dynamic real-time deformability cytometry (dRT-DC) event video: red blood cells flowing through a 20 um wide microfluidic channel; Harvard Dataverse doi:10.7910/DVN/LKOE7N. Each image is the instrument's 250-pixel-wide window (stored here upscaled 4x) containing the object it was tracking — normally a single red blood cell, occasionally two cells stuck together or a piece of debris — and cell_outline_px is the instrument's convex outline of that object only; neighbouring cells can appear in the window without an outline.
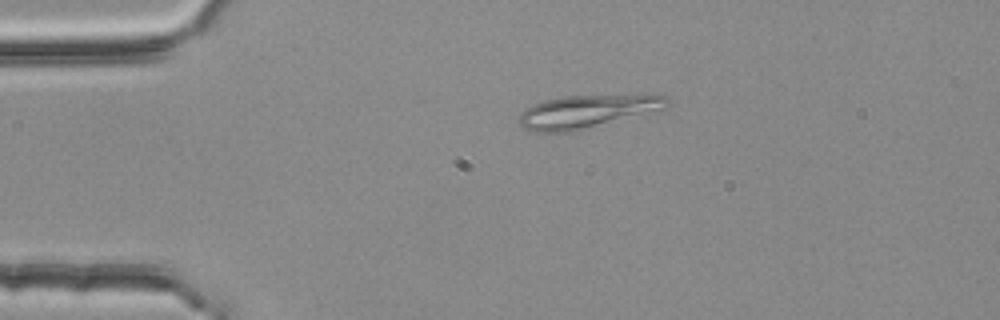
{"species": "common noctule bat (a hibernating species)", "species_latin": "Nyctalus noctula", "temperature_condition": "room temperature", "stored_images_in_passage": 46, "camera_frame_rate_fps": 3000, "um_per_image_px": 0.085, "animal": {"sex": "female", "body_mass_g": 25.1}, "frame": {"image": 1, "passage_image": 4, "time_ms": 1.0, "image_size_px": [1000, 320], "cell_outline_px": [[672, 104], [660, 112], [576, 132], [532, 132], [524, 128], [520, 124], [520, 112], [524, 108], [544, 100], [564, 96], [640, 92], [648, 92], [668, 96]], "centroid_in_image_um": [50.14, 9.44], "position_along_channel_um": 34.9, "area_um2": 30.75}}
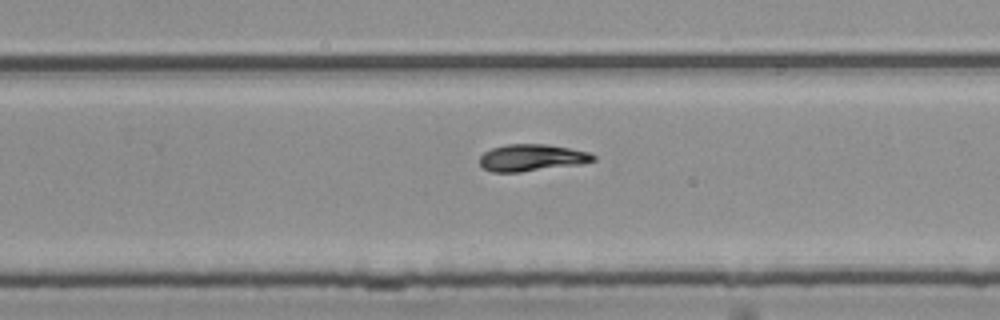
{"frame": {"image": 2, "passage_image": 27, "time_ms": 8.667, "image_size_px": [1000, 320], "cell_outline_px": [[596, 160], [580, 164], [520, 172], [492, 172], [484, 168], [480, 164], [480, 156], [484, 152], [492, 148], [508, 144], [544, 144], [592, 152], [596, 156]], "centroid_in_image_um": [45.22, 13.4], "position_along_channel_um": 284.6, "area_um2": 17.74}}
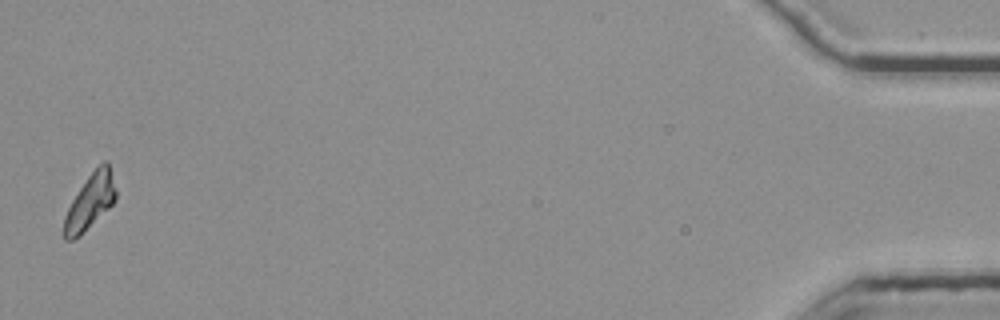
{"frame": {"image": 3, "passage_image": 46, "time_ms": 15.0, "image_size_px": [1000, 320], "cell_outline_px": [[116, 200], [80, 236], [72, 240], [64, 240], [64, 216], [72, 200], [88, 176], [104, 160], [108, 160], [116, 188]], "centroid_in_image_um": [7.67, 17.13], "position_along_channel_um": 427.5, "area_um2": 16.47}, "authors_computed_cell_mechanics": {"area_um2": 17.6001, "velocity_mm_per_s": 3.7964, "shape_relaxation_time_tau1_ms": 6.2479, "shape_relaxation_time_tau2_ms": 2.7255, "deformation_change_tau1": 0.1969, "deformation_change_tau2": 0.0982}}